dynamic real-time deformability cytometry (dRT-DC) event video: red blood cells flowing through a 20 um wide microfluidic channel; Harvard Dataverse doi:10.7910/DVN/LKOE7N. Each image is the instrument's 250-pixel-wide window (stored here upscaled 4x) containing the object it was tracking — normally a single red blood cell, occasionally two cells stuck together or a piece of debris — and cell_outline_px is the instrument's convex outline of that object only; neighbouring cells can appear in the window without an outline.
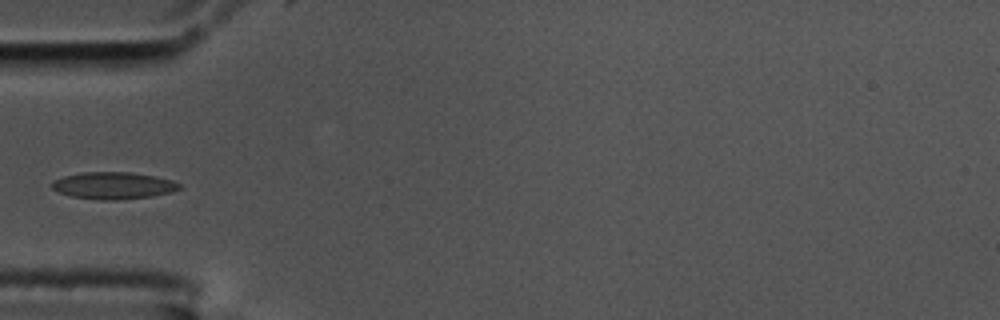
{"species": "common noctule bat (a hibernating species)", "species_latin": "Nyctalus noctula", "temperature_condition": "cold", "stored_images_in_passage": 6, "camera_frame_rate_fps": 3000, "um_per_image_px": 0.085, "animal": {"sex": "male", "body_mass_g": 17.5, "forearm_length_mm": 52.3}, "frame": {"image": 1, "passage_image": 1, "time_ms": 0.0, "image_size_px": [1000, 320], "cell_outline_px": [[180, 188], [172, 192], [152, 196], [116, 200], [100, 200], [72, 196], [60, 192], [52, 188], [52, 180], [64, 176], [84, 172], [132, 172], [156, 176], [172, 180], [180, 184]], "centroid_in_image_um": [9.65, 15.76], "position_along_channel_um": 75.3, "area_um2": 20.0}}
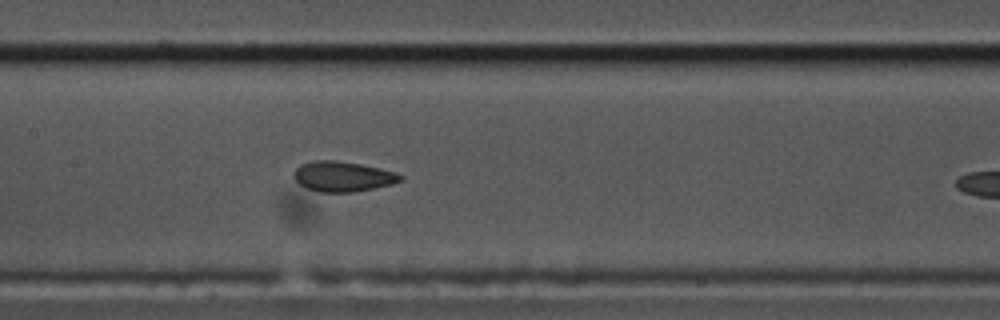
{"frame": {"image": 2, "passage_image": 5, "time_ms": 1.333, "image_size_px": [1000, 320], "cell_outline_px": [[404, 180], [392, 184], [356, 192], [320, 192], [308, 188], [300, 184], [292, 176], [296, 168], [300, 164], [312, 160], [336, 160], [360, 164], [380, 168], [396, 172], [404, 176]], "centroid_in_image_um": [29.16, 14.99], "position_along_channel_um": 178.2, "area_um2": 18.9}}